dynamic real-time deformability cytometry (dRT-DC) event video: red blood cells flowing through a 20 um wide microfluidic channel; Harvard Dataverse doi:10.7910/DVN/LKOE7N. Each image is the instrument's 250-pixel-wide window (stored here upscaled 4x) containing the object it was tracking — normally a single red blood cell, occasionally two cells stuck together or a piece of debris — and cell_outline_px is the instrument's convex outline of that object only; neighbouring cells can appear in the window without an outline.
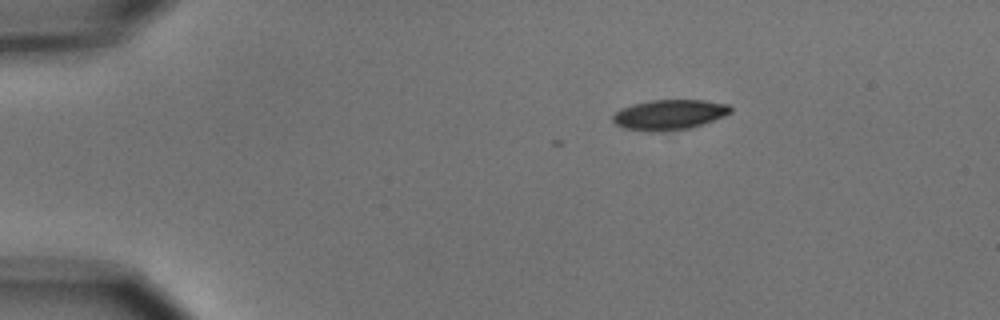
{"species": "common noctule bat (a hibernating species)", "species_latin": "Nyctalus noctula", "temperature_condition": "cold", "stored_images_in_passage": 2, "camera_frame_rate_fps": 3000, "um_per_image_px": 0.085, "animal": {"sex": "male", "body_mass_g": 15.6}, "frame": {"image": 1, "passage_image": 2, "time_ms": 1.0, "image_size_px": [1000, 320], "cell_outline_px": [[732, 112], [724, 116], [688, 128], [652, 132], [624, 128], [616, 124], [612, 120], [612, 116], [620, 108], [632, 104], [652, 100], [704, 100], [728, 104], [732, 108]], "centroid_in_image_um": [56.87, 9.73], "position_along_channel_um": 28.1, "area_um2": 20.52}}